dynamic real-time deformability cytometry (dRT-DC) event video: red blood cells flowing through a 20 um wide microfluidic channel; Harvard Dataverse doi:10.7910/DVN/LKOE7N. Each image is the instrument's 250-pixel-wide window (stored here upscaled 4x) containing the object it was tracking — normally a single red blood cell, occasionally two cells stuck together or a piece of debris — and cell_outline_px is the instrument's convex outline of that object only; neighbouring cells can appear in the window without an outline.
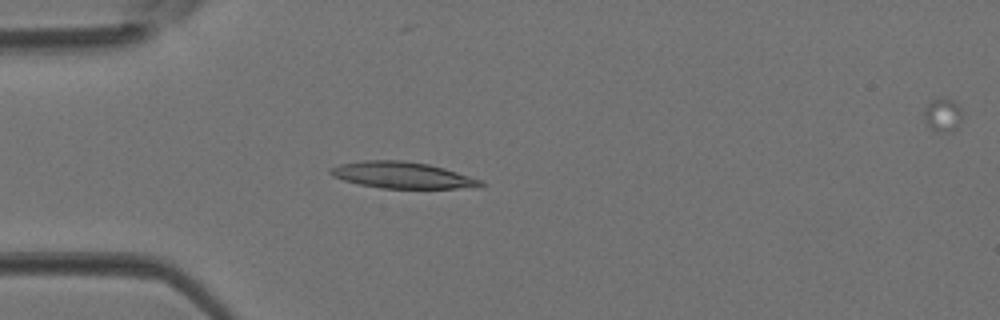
{"species": "Egyptian fruit bat (a non-hibernating species)", "species_latin": "Rousettus aegyptiacus", "temperature_condition": "room temperature", "stored_images_in_passage": 4, "camera_frame_rate_fps": 3000, "um_per_image_px": 0.085, "animal": {"sex": "female"}, "frame": {"image": 1, "passage_image": 3, "time_ms": 0.667, "image_size_px": [1000, 320], "cell_outline_px": [[484, 184], [476, 188], [380, 188], [360, 184], [344, 180], [332, 176], [328, 172], [332, 168], [340, 164], [364, 160], [404, 160], [428, 164], [444, 168], [484, 180]], "centroid_in_image_um": [34.23, 14.89], "position_along_channel_um": 50.8, "area_um2": 23.12}}